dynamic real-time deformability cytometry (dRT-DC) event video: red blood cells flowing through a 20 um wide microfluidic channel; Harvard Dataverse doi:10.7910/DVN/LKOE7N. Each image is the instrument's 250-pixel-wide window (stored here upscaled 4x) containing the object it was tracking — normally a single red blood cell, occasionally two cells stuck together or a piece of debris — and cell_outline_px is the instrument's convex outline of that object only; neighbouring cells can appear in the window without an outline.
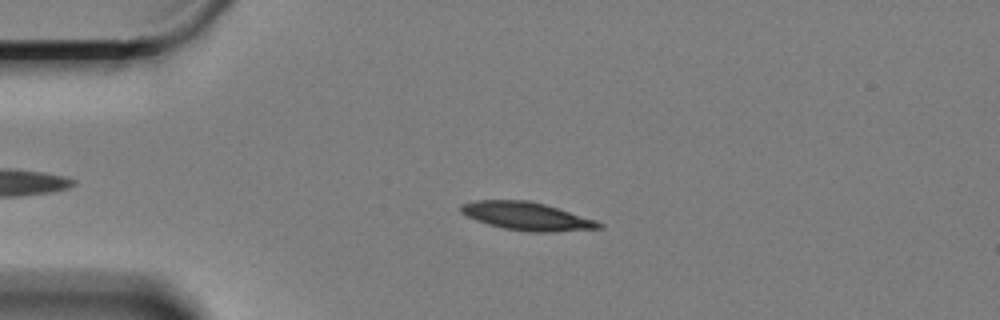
{"species": "Egyptian fruit bat (a non-hibernating species)", "species_latin": "Rousettus aegyptiacus", "temperature_condition": "cold", "stored_images_in_passage": 57, "camera_frame_rate_fps": 3000, "um_per_image_px": 0.085, "animal": {"sex": "female"}, "frame": {"image": 1, "passage_image": 11, "time_ms": 3.333, "image_size_px": [1000, 320], "cell_outline_px": [[604, 228], [556, 232], [528, 232], [504, 228], [488, 224], [476, 220], [460, 212], [460, 204], [476, 200], [528, 200], [544, 204], [596, 220], [604, 224]], "centroid_in_image_um": [44.79, 18.38], "position_along_channel_um": 40.2, "area_um2": 22.6}}
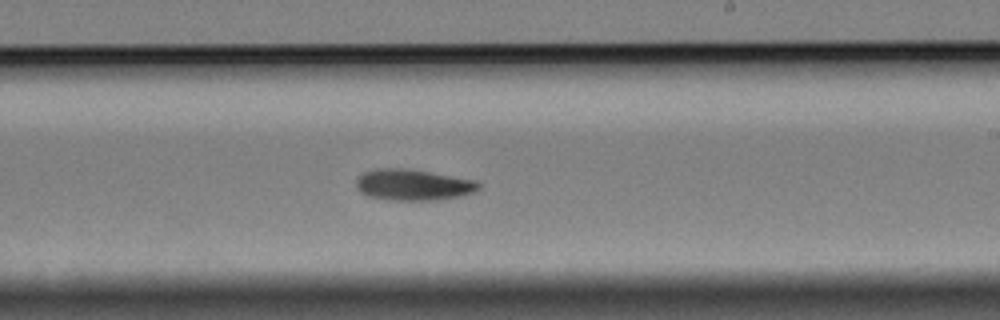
{"frame": {"image": 2, "passage_image": 33, "time_ms": 10.667, "image_size_px": [1000, 320], "cell_outline_px": [[480, 188], [472, 192], [460, 196], [436, 200], [388, 200], [368, 196], [360, 192], [356, 188], [356, 180], [364, 172], [376, 168], [400, 168], [428, 172], [476, 180], [480, 184]], "centroid_in_image_um": [35.08, 15.72], "position_along_channel_um": 253.9, "area_um2": 22.08}}
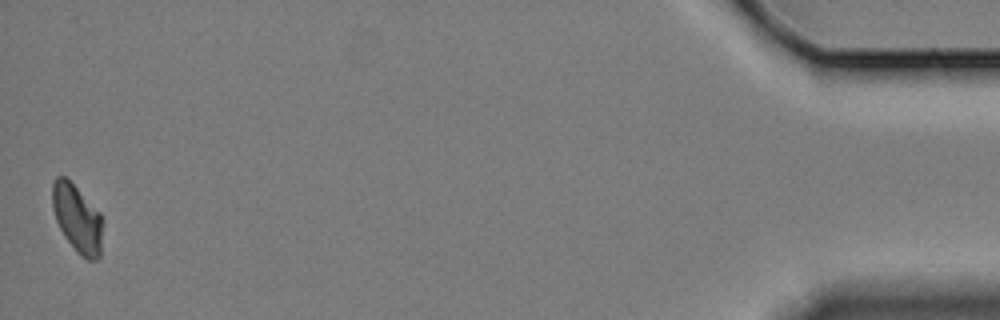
{"frame": {"image": 3, "passage_image": 57, "time_ms": 18.667, "image_size_px": [1000, 320], "cell_outline_px": [[104, 224], [100, 256], [96, 260], [88, 260], [80, 256], [76, 252], [64, 236], [56, 220], [52, 208], [52, 184], [56, 176], [64, 176], [100, 212], [104, 220]], "centroid_in_image_um": [6.59, 18.62], "position_along_channel_um": 428.6, "area_um2": 20.11}, "authors_computed_cell_mechanics": {"area_um2": 21.5016, "velocity_mm_per_s": 3.2903, "shape_relaxation_time_tau1_ms": 4.6619, "shape_relaxation_time_tau2_ms": null, "deformation_change_tau1": 0.1062, "deformation_change_tau2": null}}